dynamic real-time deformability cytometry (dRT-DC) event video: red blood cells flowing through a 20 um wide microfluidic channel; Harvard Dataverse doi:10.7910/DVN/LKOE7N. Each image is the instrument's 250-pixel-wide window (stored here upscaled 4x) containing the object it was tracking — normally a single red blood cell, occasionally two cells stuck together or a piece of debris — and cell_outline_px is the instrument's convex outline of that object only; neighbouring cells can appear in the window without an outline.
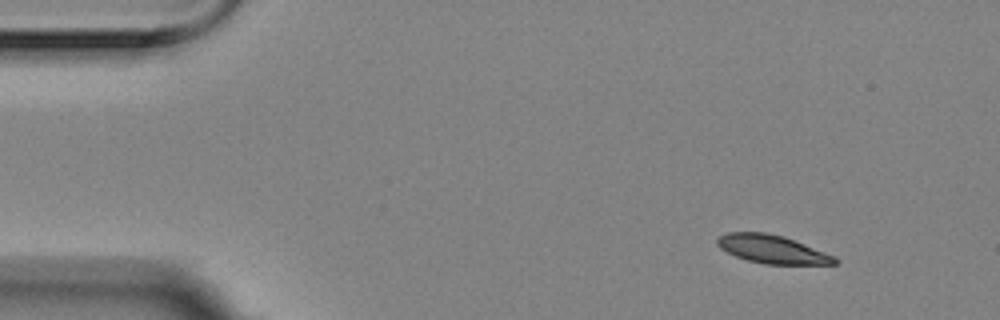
{"species": "Egyptian fruit bat (a non-hibernating species)", "species_latin": "Rousettus aegyptiacus", "temperature_condition": "room temperature", "stored_images_in_passage": 4, "camera_frame_rate_fps": 3000, "um_per_image_px": 0.085, "animal": {"sex": "female"}, "frame": {"image": 1, "passage_image": 1, "time_ms": 0.0, "image_size_px": [1000, 320], "cell_outline_px": [[840, 260], [836, 264], [764, 264], [748, 260], [736, 256], [720, 248], [716, 244], [716, 240], [720, 236], [728, 232], [764, 232], [784, 236], [836, 256]], "centroid_in_image_um": [65.67, 21.18], "position_along_channel_um": 19.3, "area_um2": 19.36}}
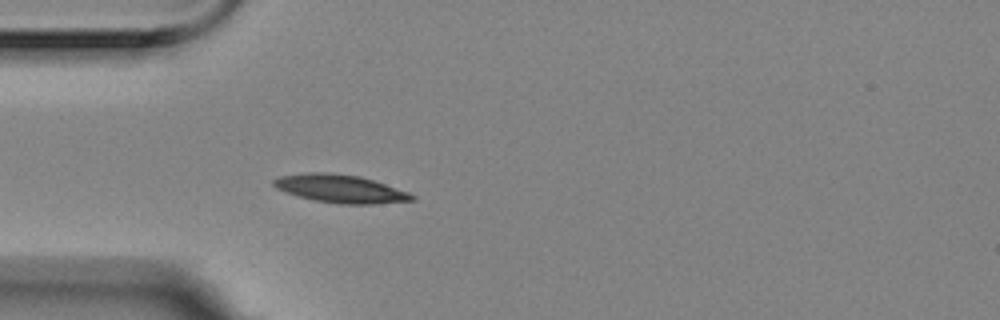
{"frame": {"image": 2, "passage_image": 4, "time_ms": 1.0, "image_size_px": [1000, 320], "cell_outline_px": [[416, 200], [372, 204], [340, 204], [316, 200], [300, 196], [276, 188], [272, 184], [272, 180], [280, 176], [304, 172], [328, 172], [360, 176], [408, 192], [416, 196]], "centroid_in_image_um": [28.93, 16.03], "position_along_channel_um": 56.1, "area_um2": 22.43}}